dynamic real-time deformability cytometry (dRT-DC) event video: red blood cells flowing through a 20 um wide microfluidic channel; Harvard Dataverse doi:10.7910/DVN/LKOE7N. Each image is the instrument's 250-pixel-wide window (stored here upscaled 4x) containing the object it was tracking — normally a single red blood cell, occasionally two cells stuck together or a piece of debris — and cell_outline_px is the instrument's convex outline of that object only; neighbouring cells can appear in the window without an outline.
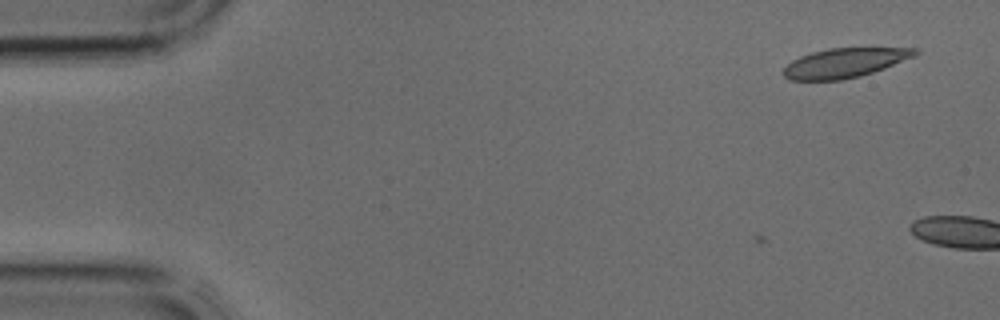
{"species": "common noctule bat (a hibernating species)", "species_latin": "Nyctalus noctula", "temperature_condition": "cold", "stored_images_in_passage": 3, "camera_frame_rate_fps": 3000, "um_per_image_px": 0.085, "animal": {"sex": "male", "body_mass_g": 17.9, "forearm_length_mm": 54.2}, "frame": {"image": 1, "passage_image": 1, "time_ms": 0.0, "image_size_px": [1000, 320], "cell_outline_px": [[920, 52], [916, 56], [884, 68], [860, 76], [840, 80], [788, 80], [780, 72], [792, 60], [800, 56], [812, 52], [828, 48], [916, 48]], "centroid_in_image_um": [71.78, 5.34], "position_along_channel_um": 13.2, "area_um2": 22.6}}